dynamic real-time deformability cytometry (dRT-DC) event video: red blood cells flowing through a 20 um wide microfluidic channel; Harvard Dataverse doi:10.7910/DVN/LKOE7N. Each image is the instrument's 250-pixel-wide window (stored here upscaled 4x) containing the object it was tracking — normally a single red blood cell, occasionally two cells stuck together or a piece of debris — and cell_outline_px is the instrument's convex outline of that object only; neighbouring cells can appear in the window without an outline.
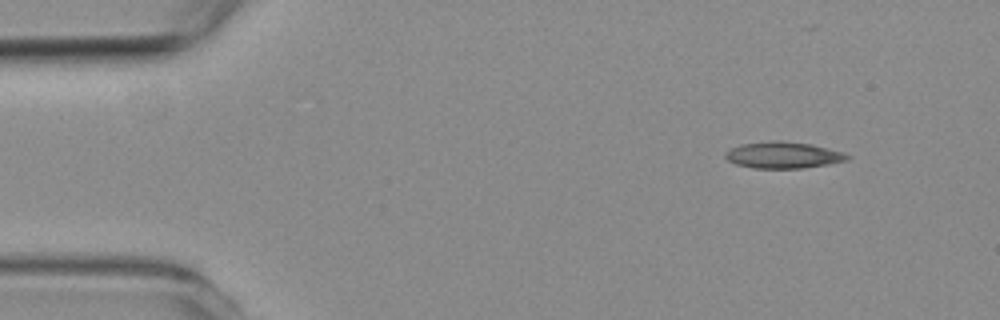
{"species": "common noctule bat (a hibernating species)", "species_latin": "Nyctalus noctula", "temperature_condition": "room temperature", "stored_images_in_passage": 10, "camera_frame_rate_fps": 3000, "um_per_image_px": 0.085, "animal": {"sex": "female", "body_mass_g": 19.3, "forearm_length_mm": 54.1}, "frame": {"image": 1, "passage_image": 1, "time_ms": 0.0, "image_size_px": [1000, 320], "cell_outline_px": [[852, 156], [848, 160], [828, 164], [804, 168], [756, 168], [736, 164], [728, 160], [724, 156], [724, 152], [740, 144], [772, 140], [780, 140], [812, 144], [844, 152]], "centroid_in_image_um": [66.59, 13.17], "position_along_channel_um": 18.4, "area_um2": 18.96}}
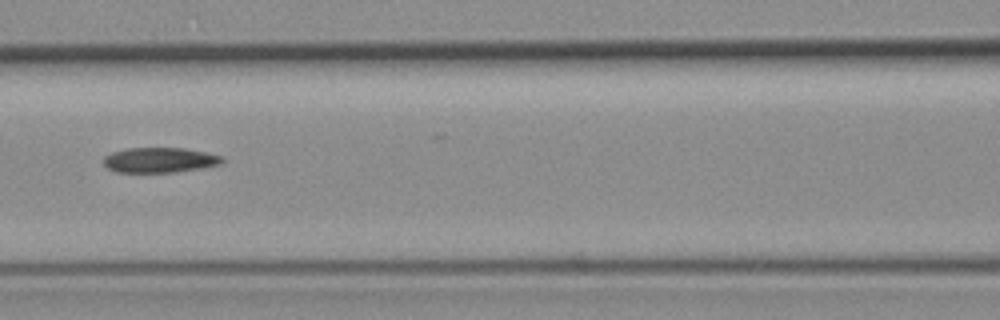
{"frame": {"image": 2, "passage_image": 6, "time_ms": 6.0, "image_size_px": [1000, 320], "cell_outline_px": [[224, 160], [220, 164], [204, 168], [176, 172], [116, 172], [108, 168], [104, 164], [104, 156], [112, 152], [128, 148], [184, 148], [224, 156]], "centroid_in_image_um": [13.6, 13.61], "position_along_channel_um": 153.0, "area_um2": 17.4}}
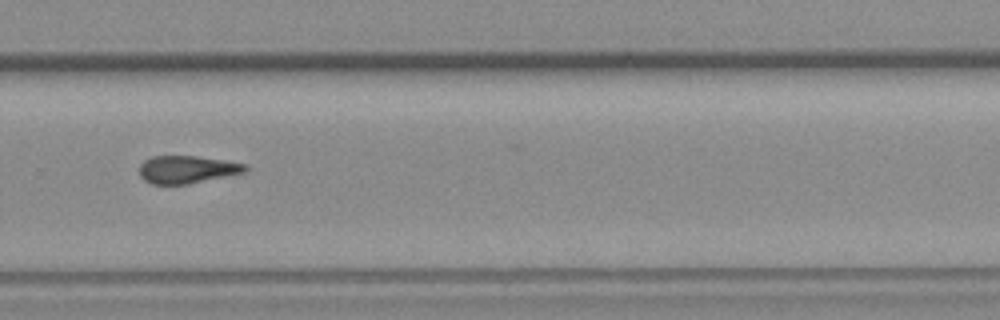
{"frame": {"image": 3, "passage_image": 10, "time_ms": 10.333, "image_size_px": [1000, 320], "cell_outline_px": [[248, 168], [244, 172], [188, 184], [152, 184], [144, 180], [140, 176], [140, 164], [144, 160], [152, 156], [196, 156], [244, 164]], "centroid_in_image_um": [15.83, 14.41], "position_along_channel_um": 314.0, "area_um2": 16.76}}